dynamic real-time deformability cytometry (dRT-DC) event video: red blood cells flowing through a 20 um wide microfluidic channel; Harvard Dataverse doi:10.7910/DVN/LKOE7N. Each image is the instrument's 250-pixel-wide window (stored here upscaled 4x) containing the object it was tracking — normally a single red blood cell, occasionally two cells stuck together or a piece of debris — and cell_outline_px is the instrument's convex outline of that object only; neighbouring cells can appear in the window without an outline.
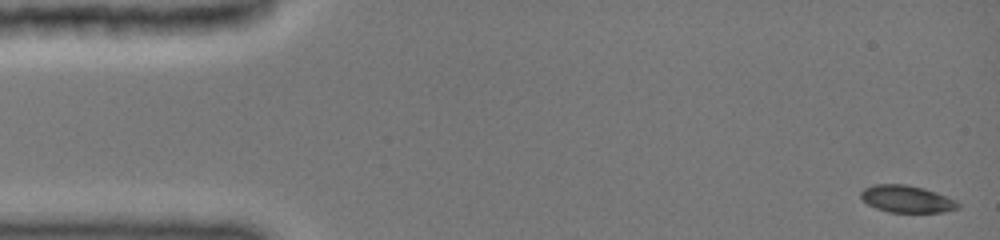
{"species": "common noctule bat (a hibernating species)", "species_latin": "Nyctalus noctula", "temperature_condition": "cold", "stored_images_in_passage": 41, "camera_frame_rate_fps": 3000, "um_per_image_px": 0.085, "animal": {"sex": "female", "body_mass_g": 19.0, "forearm_length_mm": 51.5}, "frame": {"image": 1, "passage_image": 1, "time_ms": 0.0, "image_size_px": [1000, 240], "cell_outline_px": [[960, 208], [944, 212], [888, 212], [876, 208], [868, 204], [860, 196], [860, 192], [864, 188], [872, 184], [908, 184], [924, 188], [936, 192], [956, 200], [960, 204]], "centroid_in_image_um": [77.08, 16.91], "position_along_channel_um": 7.9, "area_um2": 15.49}}
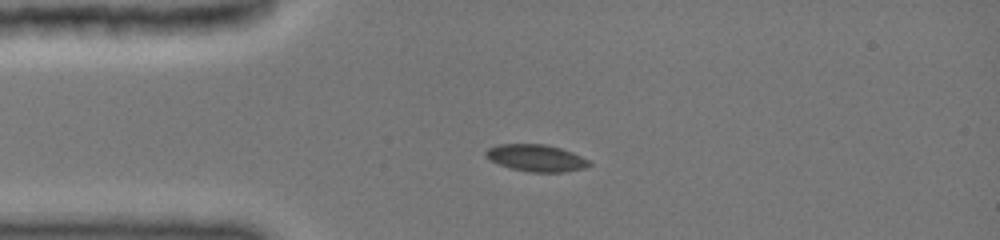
{"frame": {"image": 2, "passage_image": 22, "time_ms": 3.333, "image_size_px": [1000, 240], "cell_outline_px": [[592, 164], [584, 168], [564, 172], [528, 172], [512, 168], [488, 160], [484, 156], [484, 152], [488, 148], [496, 144], [544, 144], [560, 148], [572, 152], [588, 160]], "centroid_in_image_um": [45.53, 13.42], "position_along_channel_um": 39.5, "area_um2": 16.24}}
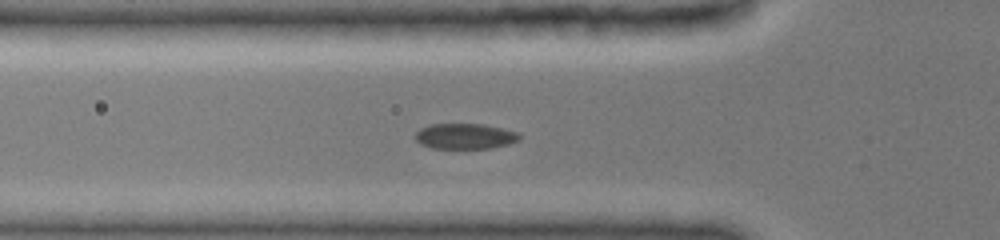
{"frame": {"image": 3, "passage_image": 35, "time_ms": 5.0, "image_size_px": [1000, 240], "cell_outline_px": [[520, 140], [508, 144], [492, 148], [432, 148], [420, 144], [416, 140], [416, 132], [420, 128], [432, 124], [484, 124], [520, 132]], "centroid_in_image_um": [39.55, 11.57], "position_along_channel_um": 86.2, "area_um2": 15.55}}